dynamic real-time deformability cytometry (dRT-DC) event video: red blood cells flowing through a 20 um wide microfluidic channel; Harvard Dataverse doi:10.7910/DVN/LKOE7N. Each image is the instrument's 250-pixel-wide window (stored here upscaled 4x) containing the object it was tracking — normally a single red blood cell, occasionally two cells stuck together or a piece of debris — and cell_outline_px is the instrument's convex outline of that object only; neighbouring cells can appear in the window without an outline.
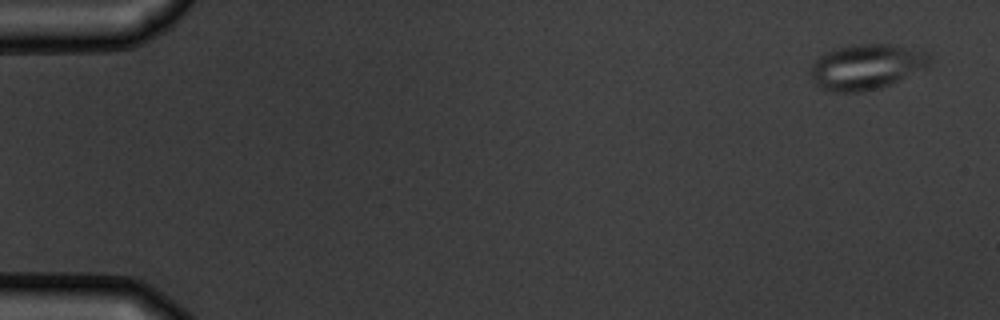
{"species": "common noctule bat (a hibernating species)", "species_latin": "Nyctalus noctula", "temperature_condition": "warm", "stored_images_in_passage": 5, "camera_frame_rate_fps": 3000, "um_per_image_px": 0.085, "animal": {"sex": "male", "body_mass_g": 19.5, "forearm_length_mm": 54.6}, "frame": {"image": 1, "passage_image": 1, "time_ms": 0.0, "image_size_px": [1000, 320], "cell_outline_px": [[932, 60], [924, 68], [880, 88], [856, 92], [828, 92], [816, 88], [812, 80], [812, 64], [820, 56], [836, 48], [852, 44], [896, 44], [928, 52]], "centroid_in_image_um": [73.62, 5.68], "position_along_channel_um": 11.4, "area_um2": 31.44}}